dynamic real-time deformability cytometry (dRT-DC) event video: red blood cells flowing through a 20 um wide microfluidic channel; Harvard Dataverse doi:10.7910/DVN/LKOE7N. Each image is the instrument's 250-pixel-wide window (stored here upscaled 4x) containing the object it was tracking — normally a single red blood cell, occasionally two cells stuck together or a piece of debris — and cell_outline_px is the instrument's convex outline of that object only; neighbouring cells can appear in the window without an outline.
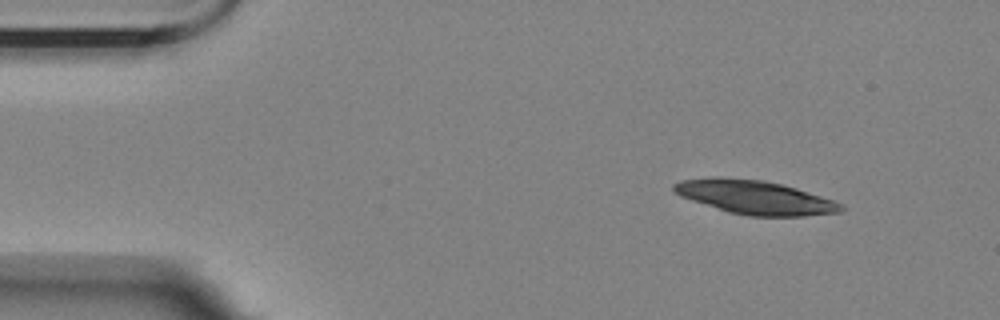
{"species": "Egyptian fruit bat (a non-hibernating species)", "species_latin": "Rousettus aegyptiacus", "temperature_condition": "room temperature", "stored_images_in_passage": 5, "segment_of_instrument_passage": [2, 2], "camera_frame_rate_fps": 3000, "um_per_image_px": 0.085, "animal": {"sex": "female"}, "frame": {"image": 1, "passage_image": 5, "time_ms": 7.333, "image_size_px": [1000, 320], "cell_outline_px": [[844, 208], [840, 212], [804, 216], [748, 216], [728, 212], [680, 196], [672, 188], [672, 184], [680, 180], [712, 176], [720, 176], [764, 180], [796, 188], [832, 200], [840, 204]], "centroid_in_image_um": [64.11, 16.75], "position_along_channel_um": 20.9, "area_um2": 32.83}}